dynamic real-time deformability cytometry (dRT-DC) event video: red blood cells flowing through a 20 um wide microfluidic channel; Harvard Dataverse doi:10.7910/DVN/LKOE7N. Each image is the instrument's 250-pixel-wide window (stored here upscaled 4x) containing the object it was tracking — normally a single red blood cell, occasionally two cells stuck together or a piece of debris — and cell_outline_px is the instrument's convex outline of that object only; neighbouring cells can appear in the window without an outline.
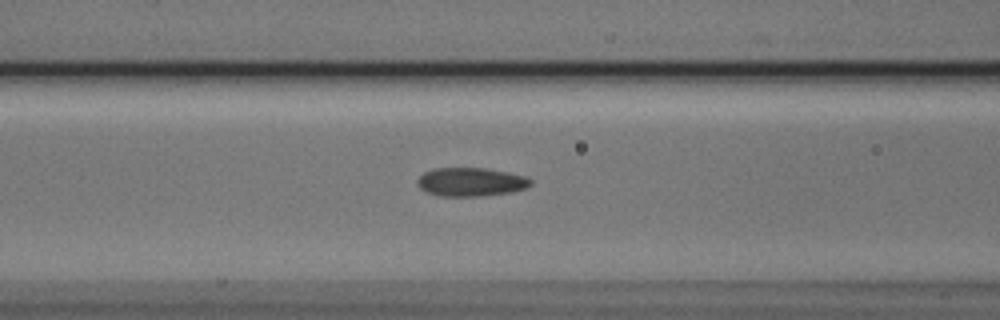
{"species": "Egyptian fruit bat (a non-hibernating species)", "species_latin": "Rousettus aegyptiacus", "temperature_condition": "cold", "stored_images_in_passage": 14, "camera_frame_rate_fps": 3000, "um_per_image_px": 0.085, "animal": {"sex": "male"}, "frame": {"image": 1, "passage_image": 12, "time_ms": 3.667, "image_size_px": [1000, 320], "cell_outline_px": [[532, 184], [528, 188], [512, 192], [480, 196], [440, 196], [424, 192], [420, 188], [416, 180], [424, 172], [432, 168], [484, 168], [508, 172], [524, 176], [532, 180]], "centroid_in_image_um": [40.01, 15.47], "position_along_channel_um": 126.6, "area_um2": 19.07}}